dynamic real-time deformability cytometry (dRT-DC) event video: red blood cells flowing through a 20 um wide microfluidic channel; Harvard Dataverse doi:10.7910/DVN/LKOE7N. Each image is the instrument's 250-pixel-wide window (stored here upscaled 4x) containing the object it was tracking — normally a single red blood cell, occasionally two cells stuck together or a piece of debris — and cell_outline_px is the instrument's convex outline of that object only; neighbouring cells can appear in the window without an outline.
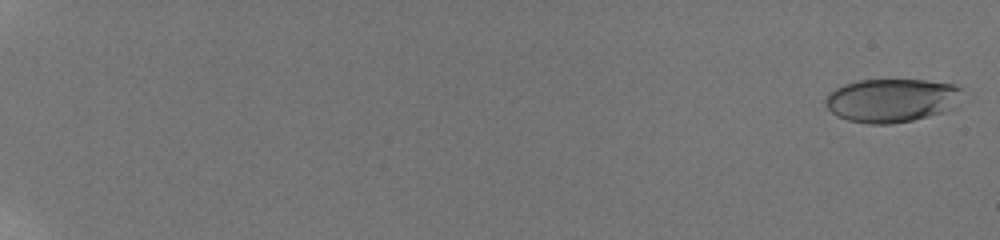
{"species": "human", "species_latin": "Homo sapiens", "temperature_condition": "room temperature", "stored_images_in_passage": 34, "camera_frame_rate_fps": 3000, "um_per_image_px": 0.085, "donor": {"sex": "male"}, "frame": {"image": 1, "passage_image": 2, "time_ms": 0.333, "image_size_px": [1000, 240], "cell_outline_px": [[960, 88], [956, 108], [944, 112], [912, 120], [892, 124], [868, 124], [848, 120], [836, 116], [824, 104], [824, 100], [828, 92], [844, 84], [856, 80], [924, 80], [952, 84]], "centroid_in_image_um": [75.74, 8.53], "position_along_channel_um": 9.3, "area_um2": 34.8}}
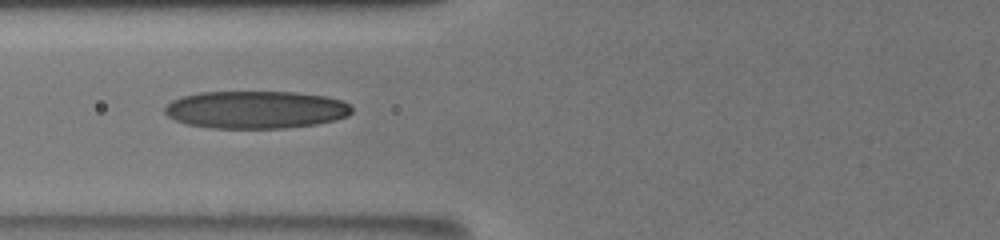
{"frame": {"image": 2, "passage_image": 25, "time_ms": 9.333, "image_size_px": [1000, 240], "cell_outline_px": [[352, 112], [348, 116], [336, 120], [316, 124], [284, 128], [212, 128], [188, 124], [176, 120], [168, 116], [164, 112], [164, 108], [172, 100], [180, 96], [200, 92], [292, 92], [324, 96], [340, 100], [348, 104], [352, 108]], "centroid_in_image_um": [21.73, 9.32], "position_along_channel_um": 104.1, "area_um2": 40.98}}
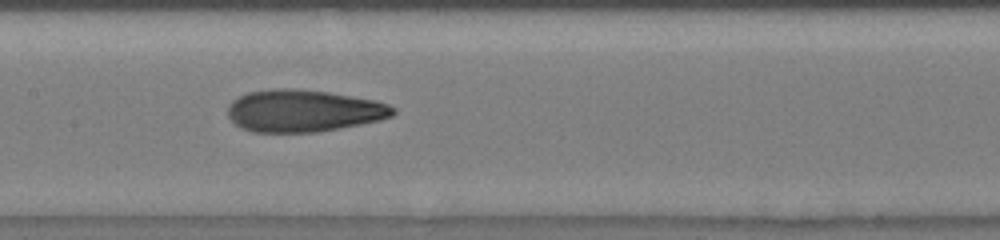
{"frame": {"image": 3, "passage_image": 31, "time_ms": 11.333, "image_size_px": [1000, 240], "cell_outline_px": [[396, 112], [392, 116], [380, 120], [340, 128], [316, 132], [252, 132], [240, 128], [228, 116], [228, 104], [232, 100], [248, 92], [276, 88], [288, 88], [328, 92], [376, 100], [388, 104], [396, 108]], "centroid_in_image_um": [25.79, 9.42], "position_along_channel_um": 181.6, "area_um2": 40.63}}